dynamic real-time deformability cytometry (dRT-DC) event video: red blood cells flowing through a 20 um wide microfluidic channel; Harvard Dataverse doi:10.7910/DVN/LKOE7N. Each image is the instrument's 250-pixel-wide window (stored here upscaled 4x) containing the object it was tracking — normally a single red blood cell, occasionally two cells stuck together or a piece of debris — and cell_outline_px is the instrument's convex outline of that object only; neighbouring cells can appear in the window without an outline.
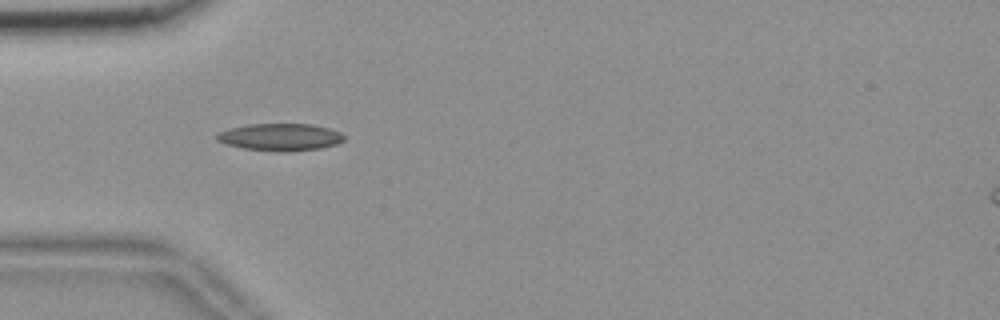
{"species": "common noctule bat (a hibernating species)", "species_latin": "Nyctalus noctula", "temperature_condition": "room temperature", "stored_images_in_passage": 24, "camera_frame_rate_fps": 3000, "um_per_image_px": 0.085, "animal": {"sex": "female", "body_mass_g": 18.4}, "frame": {"image": 1, "passage_image": 8, "time_ms": 2.333, "image_size_px": [1000, 320], "cell_outline_px": [[344, 140], [336, 144], [320, 148], [284, 152], [276, 152], [244, 148], [224, 144], [216, 140], [216, 136], [220, 132], [232, 128], [248, 124], [312, 124], [328, 128], [340, 132], [344, 136]], "centroid_in_image_um": [23.82, 11.66], "position_along_channel_um": 61.2, "area_um2": 20.11}}
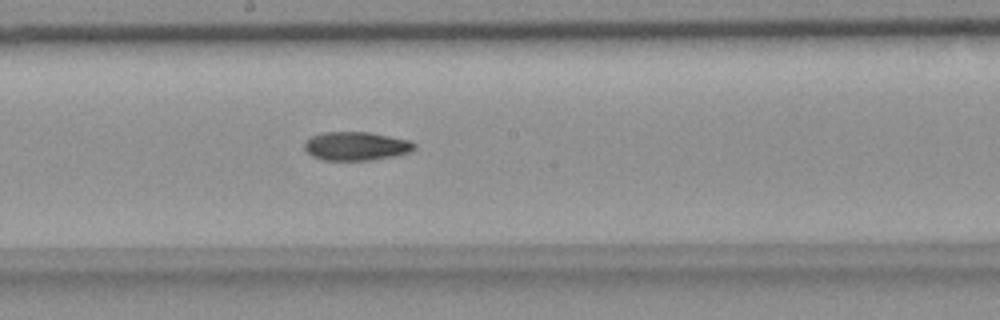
{"frame": {"image": 2, "passage_image": 21, "time_ms": 6.667, "image_size_px": [1000, 320], "cell_outline_px": [[416, 148], [408, 152], [392, 156], [372, 160], [324, 160], [312, 156], [304, 148], [304, 140], [312, 136], [324, 132], [368, 132], [408, 140], [416, 144]], "centroid_in_image_um": [30.23, 12.42], "position_along_channel_um": 218.0, "area_um2": 18.21}}